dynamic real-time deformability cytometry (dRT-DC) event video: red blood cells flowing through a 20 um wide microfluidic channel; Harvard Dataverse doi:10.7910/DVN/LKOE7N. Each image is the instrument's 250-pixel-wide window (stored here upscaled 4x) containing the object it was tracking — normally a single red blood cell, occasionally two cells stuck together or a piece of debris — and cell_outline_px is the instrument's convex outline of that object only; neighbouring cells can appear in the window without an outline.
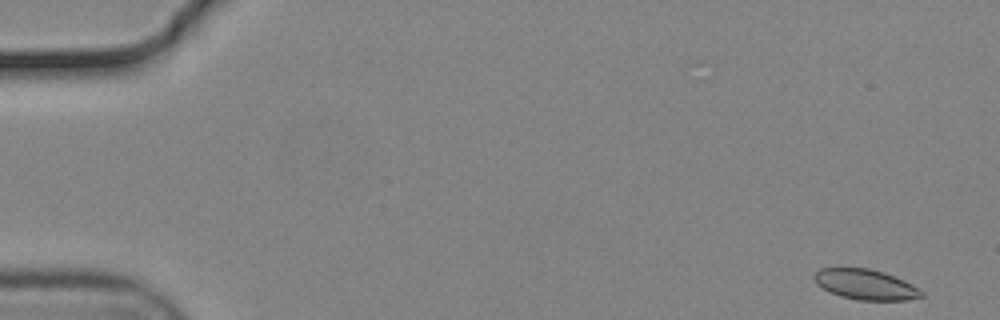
{"species": "common noctule bat (a hibernating species)", "species_latin": "Nyctalus noctula", "temperature_condition": "cold", "stored_images_in_passage": 54, "camera_frame_rate_fps": 3000, "um_per_image_px": 0.085, "animal": {"sex": "male", "body_mass_g": 19.2, "forearm_length_mm": 51.8}, "frame": {"image": 1, "passage_image": 1, "time_ms": 0.0, "image_size_px": [1000, 320], "cell_outline_px": [[924, 296], [904, 300], [860, 300], [840, 296], [816, 284], [812, 276], [820, 268], [868, 268], [884, 272], [904, 280], [912, 284], [924, 292]], "centroid_in_image_um": [73.58, 24.17], "position_along_channel_um": 11.4, "area_um2": 18.84}}
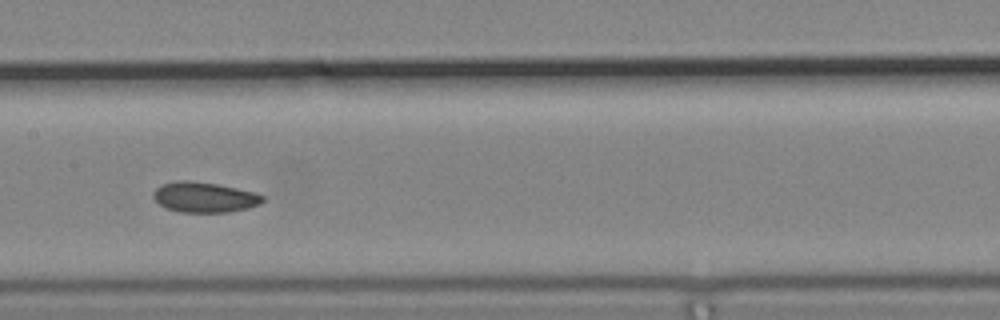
{"frame": {"image": 2, "passage_image": 27, "time_ms": 8.667, "image_size_px": [1000, 320], "cell_outline_px": [[264, 200], [260, 204], [248, 208], [228, 212], [180, 212], [164, 208], [152, 196], [152, 192], [160, 184], [176, 180], [188, 180], [216, 184], [256, 192], [264, 196]], "centroid_in_image_um": [17.35, 16.76], "position_along_channel_um": 190.1, "area_um2": 19.48}}
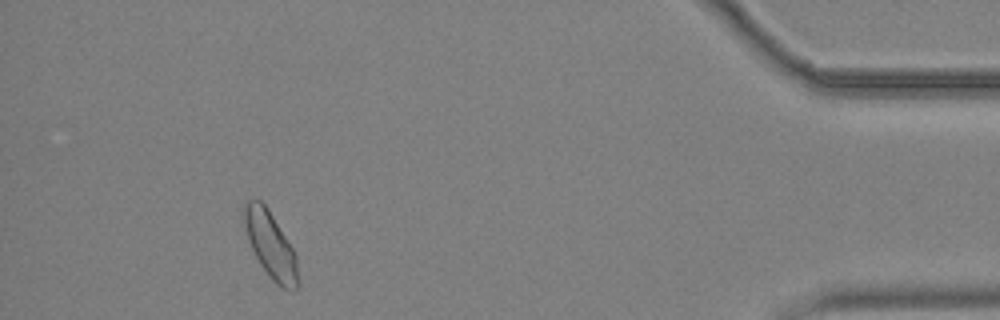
{"frame": {"image": 3, "passage_image": 50, "time_ms": 16.333, "image_size_px": [1000, 320], "cell_outline_px": [[300, 284], [292, 292], [288, 292], [280, 288], [272, 280], [260, 264], [240, 224], [240, 208], [244, 200], [252, 196], [256, 196], [268, 208], [292, 248], [296, 256]], "centroid_in_image_um": [22.91, 20.75], "position_along_channel_um": 412.3, "area_um2": 21.96}, "authors_computed_cell_mechanics": {"area_um2": 19.652, "velocity_mm_per_s": 3.6728, "shape_relaxation_time_tau1_ms": 8.0185, "shape_relaxation_time_tau2_ms": 4.351, "deformation_change_tau1": 0.1034, "deformation_change_tau2": 0.0692}}